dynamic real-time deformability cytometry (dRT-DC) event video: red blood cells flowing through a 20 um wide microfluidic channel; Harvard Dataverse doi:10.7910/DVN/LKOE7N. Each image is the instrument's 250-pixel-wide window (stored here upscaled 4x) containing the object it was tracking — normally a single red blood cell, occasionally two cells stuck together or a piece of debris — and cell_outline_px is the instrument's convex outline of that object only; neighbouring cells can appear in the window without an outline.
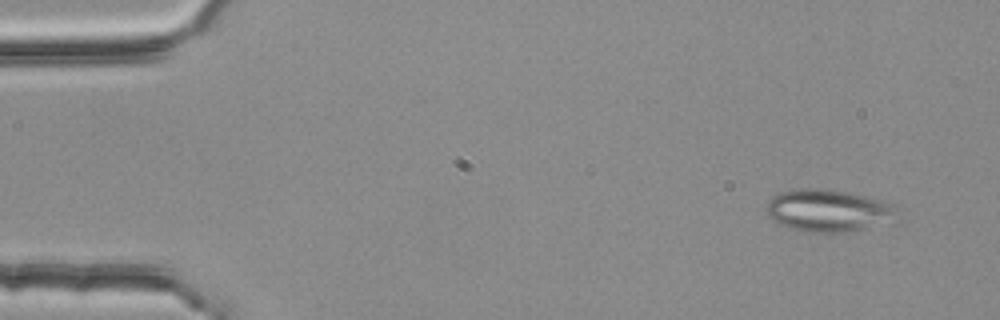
{"species": "common noctule bat (a hibernating species)", "species_latin": "Nyctalus noctula", "temperature_condition": "room temperature", "stored_images_in_passage": 4, "camera_frame_rate_fps": 3000, "um_per_image_px": 0.085, "animal": {"sex": "female", "body_mass_g": 25.1}, "frame": {"image": 1, "passage_image": 1, "time_ms": 0.0, "image_size_px": [1000, 320], "cell_outline_px": [[904, 220], [900, 224], [844, 232], [804, 232], [780, 224], [768, 216], [768, 200], [776, 192], [804, 188], [820, 188], [848, 192], [896, 204]], "centroid_in_image_um": [70.61, 17.92], "position_along_channel_um": 14.4, "area_um2": 33.47}}